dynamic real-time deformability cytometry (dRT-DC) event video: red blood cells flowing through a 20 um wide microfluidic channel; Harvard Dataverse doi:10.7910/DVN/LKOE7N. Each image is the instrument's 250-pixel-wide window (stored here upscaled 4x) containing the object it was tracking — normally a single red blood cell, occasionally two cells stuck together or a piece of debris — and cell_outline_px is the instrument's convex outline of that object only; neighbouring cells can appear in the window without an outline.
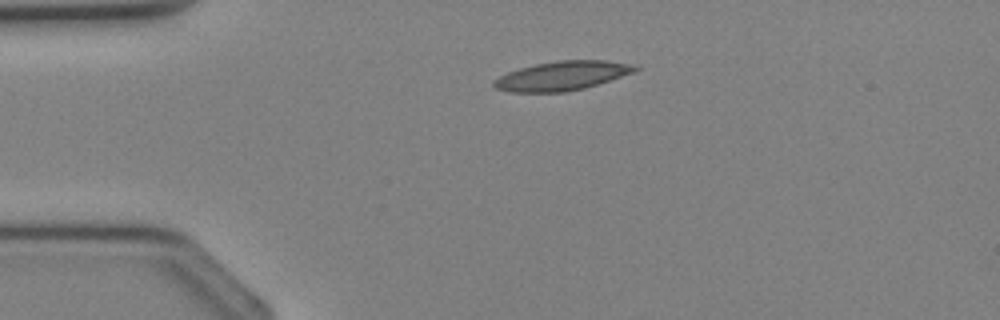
{"species": "Egyptian fruit bat (a non-hibernating species)", "species_latin": "Rousettus aegyptiacus", "temperature_condition": "cold", "stored_images_in_passage": 29, "camera_frame_rate_fps": 3000, "um_per_image_px": 0.085, "animal": {"sex": "female"}, "frame": {"image": 1, "passage_image": 1, "time_ms": 0.0, "image_size_px": [1000, 320], "cell_outline_px": [[640, 68], [636, 72], [584, 88], [564, 92], [508, 92], [496, 88], [492, 84], [492, 80], [508, 72], [520, 68], [536, 64], [556, 60], [608, 60], [632, 64]], "centroid_in_image_um": [47.79, 6.44], "position_along_channel_um": 37.2, "area_um2": 24.04}}
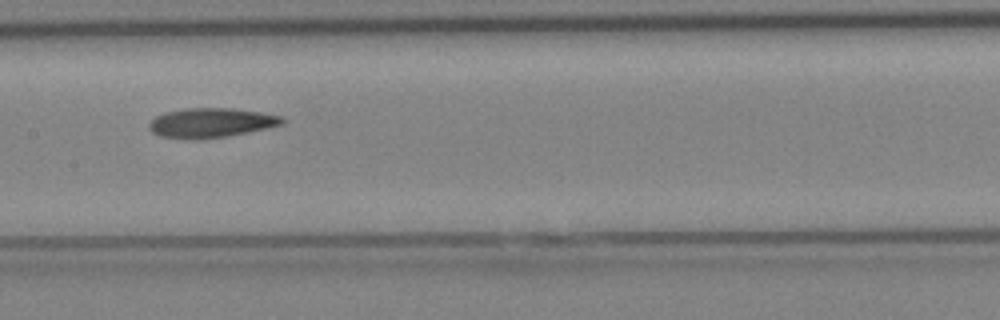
{"frame": {"image": 2, "passage_image": 11, "time_ms": 3.333, "image_size_px": [1000, 320], "cell_outline_px": [[284, 124], [268, 128], [228, 136], [200, 140], [196, 140], [160, 136], [152, 132], [148, 128], [148, 124], [156, 116], [164, 112], [188, 108], [232, 108], [260, 112], [280, 116], [284, 120]], "centroid_in_image_um": [17.92, 10.44], "position_along_channel_um": 189.5, "area_um2": 23.0}}
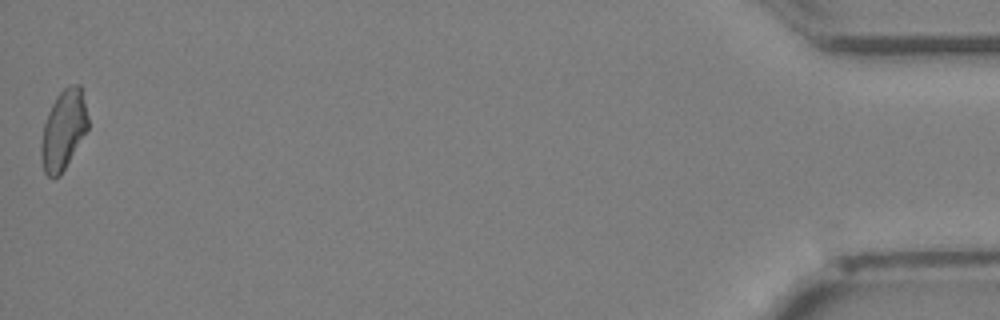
{"frame": {"image": 3, "passage_image": 29, "time_ms": 9.333, "image_size_px": [1000, 320], "cell_outline_px": [[88, 128], [60, 176], [48, 176], [44, 172], [40, 156], [40, 144], [44, 124], [48, 112], [56, 96], [68, 84], [80, 84], [88, 116]], "centroid_in_image_um": [5.38, 11.02], "position_along_channel_um": 429.8, "area_um2": 21.62}}